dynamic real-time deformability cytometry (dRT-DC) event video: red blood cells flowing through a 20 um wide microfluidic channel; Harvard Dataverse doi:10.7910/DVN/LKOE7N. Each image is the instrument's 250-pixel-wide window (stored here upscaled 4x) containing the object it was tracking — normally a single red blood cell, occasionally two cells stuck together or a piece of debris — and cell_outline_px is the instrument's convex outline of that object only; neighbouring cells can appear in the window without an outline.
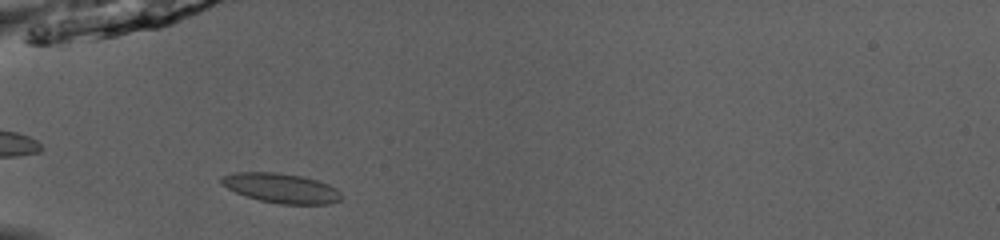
{"species": "common noctule bat (a hibernating species)", "species_latin": "Nyctalus noctula", "temperature_condition": "room temperature", "stored_images_in_passage": 36, "camera_frame_rate_fps": 3000, "um_per_image_px": 0.085, "animal": {"sex": "male", "body_mass_g": 13.0, "forearm_length_mm": 53.1}, "frame": {"image": 1, "passage_image": 3, "time_ms": 0.667, "image_size_px": [1000, 240], "cell_outline_px": [[344, 196], [340, 200], [328, 204], [280, 204], [260, 200], [236, 192], [228, 188], [220, 180], [220, 176], [232, 172], [276, 172], [300, 176], [316, 180], [328, 184], [336, 188]], "centroid_in_image_um": [23.92, 15.98], "position_along_channel_um": 61.1, "area_um2": 20.63}}
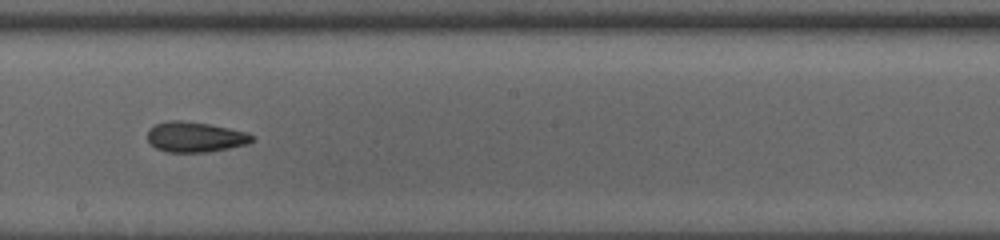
{"frame": {"image": 2, "passage_image": 16, "time_ms": 5.0, "image_size_px": [1000, 240], "cell_outline_px": [[256, 140], [248, 144], [208, 152], [168, 152], [156, 148], [148, 140], [148, 132], [156, 124], [168, 120], [180, 120], [208, 124], [248, 132], [256, 136]], "centroid_in_image_um": [16.65, 11.64], "position_along_channel_um": 231.5, "area_um2": 18.44}}
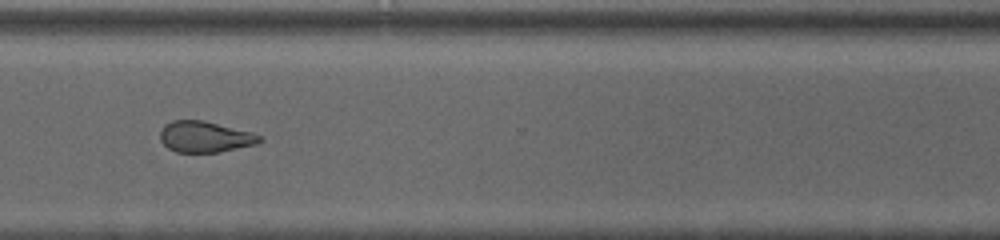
{"frame": {"image": 3, "passage_image": 25, "time_ms": 8.0, "image_size_px": [1000, 240], "cell_outline_px": [[264, 140], [256, 144], [220, 152], [176, 152], [168, 148], [160, 140], [160, 132], [164, 124], [172, 120], [204, 120], [252, 132], [264, 136]], "centroid_in_image_um": [17.45, 11.62], "position_along_channel_um": 353.2, "area_um2": 18.21}, "authors_computed_cell_mechanics": {"area_um2": 19.0451, "velocity_mm_per_s": 4.066, "shape_relaxation_time_tau1_ms": 6.902, "shape_relaxation_time_tau2_ms": 2.882, "deformation_change_tau1": 0.1295, "deformation_change_tau2": 0.101}}